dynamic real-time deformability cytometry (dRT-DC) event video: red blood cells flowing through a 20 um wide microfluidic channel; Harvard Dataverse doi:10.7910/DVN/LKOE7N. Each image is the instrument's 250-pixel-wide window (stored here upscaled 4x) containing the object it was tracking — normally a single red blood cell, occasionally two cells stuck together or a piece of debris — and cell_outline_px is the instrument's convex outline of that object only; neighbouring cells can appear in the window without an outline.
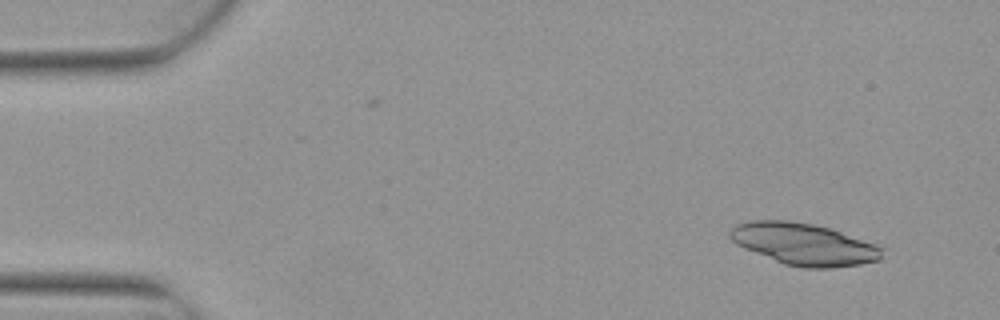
{"species": "Egyptian fruit bat (a non-hibernating species)", "species_latin": "Rousettus aegyptiacus", "temperature_condition": "warm", "stored_images_in_passage": 2, "camera_frame_rate_fps": 3000, "um_per_image_px": 0.085, "animal": {"sex": "female"}, "frame": {"image": 1, "passage_image": 2, "time_ms": 0.333, "image_size_px": [1000, 320], "cell_outline_px": [[884, 248], [880, 260], [860, 264], [832, 268], [804, 268], [784, 264], [744, 248], [736, 244], [728, 236], [728, 232], [736, 224], [748, 220], [788, 220], [812, 224], [832, 228], [876, 244]], "centroid_in_image_um": [68.33, 20.74], "position_along_channel_um": 16.7, "area_um2": 37.34}}